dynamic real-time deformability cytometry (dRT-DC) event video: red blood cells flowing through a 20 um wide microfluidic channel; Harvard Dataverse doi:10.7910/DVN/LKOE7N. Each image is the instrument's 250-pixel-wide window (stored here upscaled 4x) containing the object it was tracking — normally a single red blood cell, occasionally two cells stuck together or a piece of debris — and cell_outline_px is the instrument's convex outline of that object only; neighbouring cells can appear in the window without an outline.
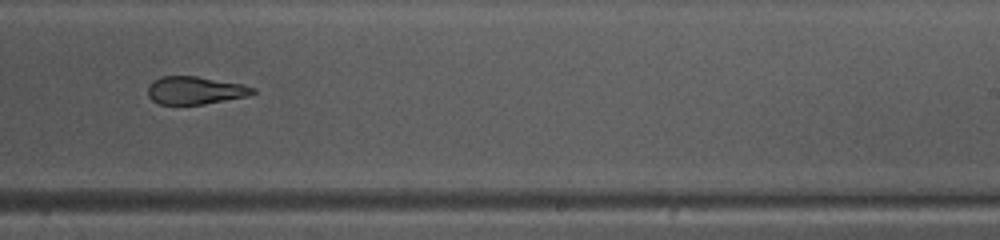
{"species": "common noctule bat (a hibernating species)", "species_latin": "Nyctalus noctula", "temperature_condition": "warm", "stored_images_in_passage": 34, "camera_frame_rate_fps": 3000, "um_per_image_px": 0.085, "animal": {"sex": "female", "body_mass_g": 10.0, "forearm_length_mm": 53.1}, "frame": {"image": 1, "passage_image": 20, "time_ms": 6.333, "image_size_px": [1000, 240], "cell_outline_px": [[256, 92], [248, 96], [204, 104], [160, 104], [152, 100], [148, 96], [148, 84], [152, 80], [160, 76], [196, 76], [244, 84], [256, 88]], "centroid_in_image_um": [16.59, 7.67], "position_along_channel_um": 272.4, "area_um2": 17.17}, "authors_computed_cell_mechanics": {"area_um2": 18.3515, "velocity_mm_per_s": 4.1234, "shape_relaxation_time_tau1_ms": 7.0192, "shape_relaxation_time_tau2_ms": 2.2133, "deformation_change_tau1": 0.2194, "deformation_change_tau2": 0.112}}